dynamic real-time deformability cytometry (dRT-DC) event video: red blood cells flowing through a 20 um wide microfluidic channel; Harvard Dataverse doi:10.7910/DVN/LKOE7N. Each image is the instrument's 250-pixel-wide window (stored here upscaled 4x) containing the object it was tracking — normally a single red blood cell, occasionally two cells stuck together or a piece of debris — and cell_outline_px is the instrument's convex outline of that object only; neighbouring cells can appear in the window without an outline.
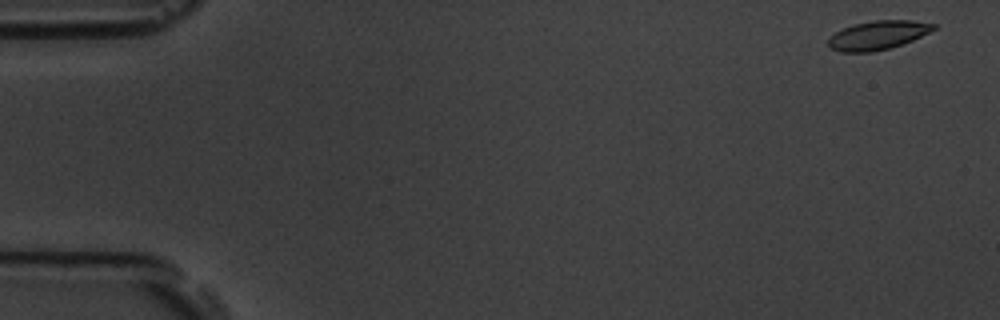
{"species": "common noctule bat (a hibernating species)", "species_latin": "Nyctalus noctula", "temperature_condition": "room temperature", "stored_images_in_passage": 6, "camera_frame_rate_fps": 3000, "um_per_image_px": 0.085, "animal": {"sex": "male", "body_mass_g": 19.5, "forearm_length_mm": 54.6}, "frame": {"image": 1, "passage_image": 1, "time_ms": 0.0, "image_size_px": [1000, 320], "cell_outline_px": [[936, 28], [912, 40], [888, 48], [872, 52], [840, 52], [828, 48], [828, 40], [836, 32], [852, 24], [872, 20], [912, 20], [936, 24]], "centroid_in_image_um": [74.58, 2.98], "position_along_channel_um": 10.4, "area_um2": 17.57}}
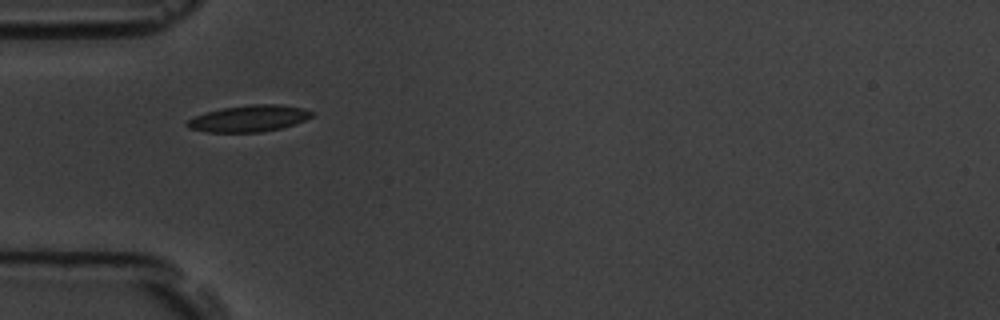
{"frame": {"image": 2, "passage_image": 5, "time_ms": 5.333, "image_size_px": [1000, 320], "cell_outline_px": [[316, 112], [312, 116], [304, 120], [280, 128], [260, 132], [208, 132], [188, 128], [184, 124], [188, 120], [204, 112], [220, 108], [252, 104], [280, 104], [304, 108]], "centroid_in_image_um": [21.15, 10.06], "position_along_channel_um": 63.9, "area_um2": 19.31}}
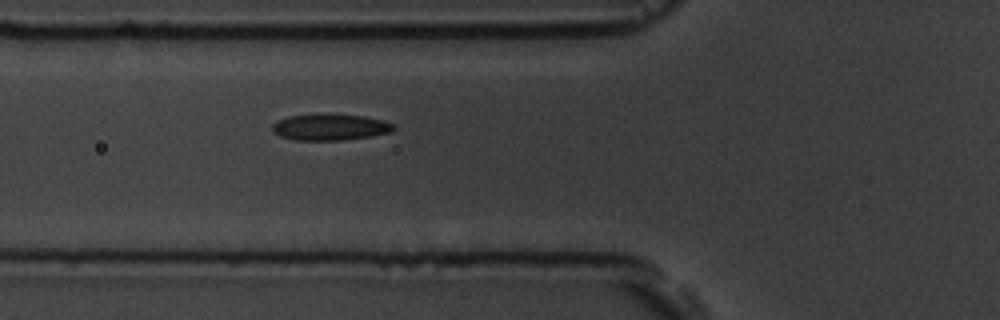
{"frame": {"image": 3, "passage_image": 6, "time_ms": 6.333, "image_size_px": [1000, 320], "cell_outline_px": [[396, 128], [392, 132], [372, 136], [340, 140], [296, 140], [280, 136], [272, 132], [272, 124], [288, 116], [364, 116], [380, 120], [392, 124]], "centroid_in_image_um": [28.06, 10.85], "position_along_channel_um": 97.7, "area_um2": 17.8}}